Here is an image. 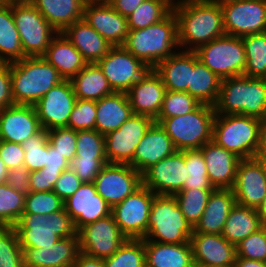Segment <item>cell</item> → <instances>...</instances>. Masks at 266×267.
Here are the masks:
<instances>
[{"instance_id": "obj_1", "label": "cell", "mask_w": 266, "mask_h": 267, "mask_svg": "<svg viewBox=\"0 0 266 267\" xmlns=\"http://www.w3.org/2000/svg\"><path fill=\"white\" fill-rule=\"evenodd\" d=\"M180 50L196 51L225 34L218 0H174Z\"/></svg>"}, {"instance_id": "obj_2", "label": "cell", "mask_w": 266, "mask_h": 267, "mask_svg": "<svg viewBox=\"0 0 266 267\" xmlns=\"http://www.w3.org/2000/svg\"><path fill=\"white\" fill-rule=\"evenodd\" d=\"M123 47L151 69L180 50L178 21L172 11L160 22L143 29L129 30Z\"/></svg>"}, {"instance_id": "obj_3", "label": "cell", "mask_w": 266, "mask_h": 267, "mask_svg": "<svg viewBox=\"0 0 266 267\" xmlns=\"http://www.w3.org/2000/svg\"><path fill=\"white\" fill-rule=\"evenodd\" d=\"M214 109L219 115L239 114L265 121L266 79L245 75L222 79Z\"/></svg>"}, {"instance_id": "obj_4", "label": "cell", "mask_w": 266, "mask_h": 267, "mask_svg": "<svg viewBox=\"0 0 266 267\" xmlns=\"http://www.w3.org/2000/svg\"><path fill=\"white\" fill-rule=\"evenodd\" d=\"M64 79L43 57H25L11 63V88L15 104L34 105Z\"/></svg>"}, {"instance_id": "obj_5", "label": "cell", "mask_w": 266, "mask_h": 267, "mask_svg": "<svg viewBox=\"0 0 266 267\" xmlns=\"http://www.w3.org/2000/svg\"><path fill=\"white\" fill-rule=\"evenodd\" d=\"M262 122L251 116L215 114L212 141L240 159L254 158L260 145Z\"/></svg>"}, {"instance_id": "obj_6", "label": "cell", "mask_w": 266, "mask_h": 267, "mask_svg": "<svg viewBox=\"0 0 266 267\" xmlns=\"http://www.w3.org/2000/svg\"><path fill=\"white\" fill-rule=\"evenodd\" d=\"M13 227L22 249L52 246L59 239L77 234L73 220L64 208L46 216L23 213Z\"/></svg>"}, {"instance_id": "obj_7", "label": "cell", "mask_w": 266, "mask_h": 267, "mask_svg": "<svg viewBox=\"0 0 266 267\" xmlns=\"http://www.w3.org/2000/svg\"><path fill=\"white\" fill-rule=\"evenodd\" d=\"M215 114L213 106L200 104L186 115L154 121L164 128L177 151L193 150L212 141Z\"/></svg>"}, {"instance_id": "obj_8", "label": "cell", "mask_w": 266, "mask_h": 267, "mask_svg": "<svg viewBox=\"0 0 266 267\" xmlns=\"http://www.w3.org/2000/svg\"><path fill=\"white\" fill-rule=\"evenodd\" d=\"M192 225L181 212L174 195H155L144 241L164 244L190 242Z\"/></svg>"}, {"instance_id": "obj_9", "label": "cell", "mask_w": 266, "mask_h": 267, "mask_svg": "<svg viewBox=\"0 0 266 267\" xmlns=\"http://www.w3.org/2000/svg\"><path fill=\"white\" fill-rule=\"evenodd\" d=\"M199 60L221 79L244 75L246 54L242 37L224 35L200 46Z\"/></svg>"}, {"instance_id": "obj_10", "label": "cell", "mask_w": 266, "mask_h": 267, "mask_svg": "<svg viewBox=\"0 0 266 267\" xmlns=\"http://www.w3.org/2000/svg\"><path fill=\"white\" fill-rule=\"evenodd\" d=\"M12 16L24 54L43 56L58 32L31 3L12 5Z\"/></svg>"}, {"instance_id": "obj_11", "label": "cell", "mask_w": 266, "mask_h": 267, "mask_svg": "<svg viewBox=\"0 0 266 267\" xmlns=\"http://www.w3.org/2000/svg\"><path fill=\"white\" fill-rule=\"evenodd\" d=\"M226 35L243 37L266 32V0H218Z\"/></svg>"}, {"instance_id": "obj_12", "label": "cell", "mask_w": 266, "mask_h": 267, "mask_svg": "<svg viewBox=\"0 0 266 267\" xmlns=\"http://www.w3.org/2000/svg\"><path fill=\"white\" fill-rule=\"evenodd\" d=\"M155 195L142 185L112 208L111 214L116 224L128 239H144Z\"/></svg>"}, {"instance_id": "obj_13", "label": "cell", "mask_w": 266, "mask_h": 267, "mask_svg": "<svg viewBox=\"0 0 266 267\" xmlns=\"http://www.w3.org/2000/svg\"><path fill=\"white\" fill-rule=\"evenodd\" d=\"M153 122L154 119L148 115L134 114L117 130L104 135L108 163L130 164L136 147Z\"/></svg>"}, {"instance_id": "obj_14", "label": "cell", "mask_w": 266, "mask_h": 267, "mask_svg": "<svg viewBox=\"0 0 266 267\" xmlns=\"http://www.w3.org/2000/svg\"><path fill=\"white\" fill-rule=\"evenodd\" d=\"M114 92L126 93L149 69L123 46H112L97 62Z\"/></svg>"}, {"instance_id": "obj_15", "label": "cell", "mask_w": 266, "mask_h": 267, "mask_svg": "<svg viewBox=\"0 0 266 267\" xmlns=\"http://www.w3.org/2000/svg\"><path fill=\"white\" fill-rule=\"evenodd\" d=\"M80 252L99 259L112 256L128 239L112 214L81 227L77 231Z\"/></svg>"}, {"instance_id": "obj_16", "label": "cell", "mask_w": 266, "mask_h": 267, "mask_svg": "<svg viewBox=\"0 0 266 267\" xmlns=\"http://www.w3.org/2000/svg\"><path fill=\"white\" fill-rule=\"evenodd\" d=\"M97 193L113 208L142 186V174L129 164H106L94 180Z\"/></svg>"}, {"instance_id": "obj_17", "label": "cell", "mask_w": 266, "mask_h": 267, "mask_svg": "<svg viewBox=\"0 0 266 267\" xmlns=\"http://www.w3.org/2000/svg\"><path fill=\"white\" fill-rule=\"evenodd\" d=\"M188 171L184 150L176 151L142 173V185L157 195H174L183 189Z\"/></svg>"}, {"instance_id": "obj_18", "label": "cell", "mask_w": 266, "mask_h": 267, "mask_svg": "<svg viewBox=\"0 0 266 267\" xmlns=\"http://www.w3.org/2000/svg\"><path fill=\"white\" fill-rule=\"evenodd\" d=\"M76 100L70 80H63L52 87L34 104L42 128L48 131L67 127Z\"/></svg>"}, {"instance_id": "obj_19", "label": "cell", "mask_w": 266, "mask_h": 267, "mask_svg": "<svg viewBox=\"0 0 266 267\" xmlns=\"http://www.w3.org/2000/svg\"><path fill=\"white\" fill-rule=\"evenodd\" d=\"M64 209L73 220L76 231L109 216L112 210L97 193L94 182L82 183L79 189L64 201Z\"/></svg>"}, {"instance_id": "obj_20", "label": "cell", "mask_w": 266, "mask_h": 267, "mask_svg": "<svg viewBox=\"0 0 266 267\" xmlns=\"http://www.w3.org/2000/svg\"><path fill=\"white\" fill-rule=\"evenodd\" d=\"M190 244L195 266L234 267L236 245L229 243L221 234L193 232Z\"/></svg>"}, {"instance_id": "obj_21", "label": "cell", "mask_w": 266, "mask_h": 267, "mask_svg": "<svg viewBox=\"0 0 266 267\" xmlns=\"http://www.w3.org/2000/svg\"><path fill=\"white\" fill-rule=\"evenodd\" d=\"M232 191L238 205L256 209L261 204L266 196V176L255 157L240 160Z\"/></svg>"}, {"instance_id": "obj_22", "label": "cell", "mask_w": 266, "mask_h": 267, "mask_svg": "<svg viewBox=\"0 0 266 267\" xmlns=\"http://www.w3.org/2000/svg\"><path fill=\"white\" fill-rule=\"evenodd\" d=\"M42 129L34 105L14 104L0 110V140L22 144Z\"/></svg>"}, {"instance_id": "obj_23", "label": "cell", "mask_w": 266, "mask_h": 267, "mask_svg": "<svg viewBox=\"0 0 266 267\" xmlns=\"http://www.w3.org/2000/svg\"><path fill=\"white\" fill-rule=\"evenodd\" d=\"M83 19L112 46H123L129 33L127 18L110 4L86 1Z\"/></svg>"}, {"instance_id": "obj_24", "label": "cell", "mask_w": 266, "mask_h": 267, "mask_svg": "<svg viewBox=\"0 0 266 267\" xmlns=\"http://www.w3.org/2000/svg\"><path fill=\"white\" fill-rule=\"evenodd\" d=\"M166 88L160 75L149 69L127 92L133 114L148 115L155 119L161 110Z\"/></svg>"}, {"instance_id": "obj_25", "label": "cell", "mask_w": 266, "mask_h": 267, "mask_svg": "<svg viewBox=\"0 0 266 267\" xmlns=\"http://www.w3.org/2000/svg\"><path fill=\"white\" fill-rule=\"evenodd\" d=\"M24 267H72L80 253L78 235L59 239L52 246L23 248Z\"/></svg>"}, {"instance_id": "obj_26", "label": "cell", "mask_w": 266, "mask_h": 267, "mask_svg": "<svg viewBox=\"0 0 266 267\" xmlns=\"http://www.w3.org/2000/svg\"><path fill=\"white\" fill-rule=\"evenodd\" d=\"M176 151L164 128L154 121L136 147L133 161L129 165L142 174L150 166Z\"/></svg>"}, {"instance_id": "obj_27", "label": "cell", "mask_w": 266, "mask_h": 267, "mask_svg": "<svg viewBox=\"0 0 266 267\" xmlns=\"http://www.w3.org/2000/svg\"><path fill=\"white\" fill-rule=\"evenodd\" d=\"M208 172V178L214 189H232L240 158L214 141L200 148Z\"/></svg>"}, {"instance_id": "obj_28", "label": "cell", "mask_w": 266, "mask_h": 267, "mask_svg": "<svg viewBox=\"0 0 266 267\" xmlns=\"http://www.w3.org/2000/svg\"><path fill=\"white\" fill-rule=\"evenodd\" d=\"M61 33L81 53L83 59L87 63H97L112 47V45L84 19L66 27Z\"/></svg>"}, {"instance_id": "obj_29", "label": "cell", "mask_w": 266, "mask_h": 267, "mask_svg": "<svg viewBox=\"0 0 266 267\" xmlns=\"http://www.w3.org/2000/svg\"><path fill=\"white\" fill-rule=\"evenodd\" d=\"M236 199L232 189H214L200 220L193 227V232L221 234L225 221L235 206Z\"/></svg>"}, {"instance_id": "obj_30", "label": "cell", "mask_w": 266, "mask_h": 267, "mask_svg": "<svg viewBox=\"0 0 266 267\" xmlns=\"http://www.w3.org/2000/svg\"><path fill=\"white\" fill-rule=\"evenodd\" d=\"M96 111L95 130L103 135L117 130L134 115L124 92H114L96 101Z\"/></svg>"}, {"instance_id": "obj_31", "label": "cell", "mask_w": 266, "mask_h": 267, "mask_svg": "<svg viewBox=\"0 0 266 267\" xmlns=\"http://www.w3.org/2000/svg\"><path fill=\"white\" fill-rule=\"evenodd\" d=\"M193 68L194 51L178 50L154 70L160 75L166 90L188 92Z\"/></svg>"}, {"instance_id": "obj_32", "label": "cell", "mask_w": 266, "mask_h": 267, "mask_svg": "<svg viewBox=\"0 0 266 267\" xmlns=\"http://www.w3.org/2000/svg\"><path fill=\"white\" fill-rule=\"evenodd\" d=\"M43 57L64 80H71L87 64L81 53L61 32L52 39Z\"/></svg>"}, {"instance_id": "obj_33", "label": "cell", "mask_w": 266, "mask_h": 267, "mask_svg": "<svg viewBox=\"0 0 266 267\" xmlns=\"http://www.w3.org/2000/svg\"><path fill=\"white\" fill-rule=\"evenodd\" d=\"M145 264L146 267H195L191 244L145 241Z\"/></svg>"}, {"instance_id": "obj_34", "label": "cell", "mask_w": 266, "mask_h": 267, "mask_svg": "<svg viewBox=\"0 0 266 267\" xmlns=\"http://www.w3.org/2000/svg\"><path fill=\"white\" fill-rule=\"evenodd\" d=\"M86 0H33L32 5L58 32L83 19Z\"/></svg>"}, {"instance_id": "obj_35", "label": "cell", "mask_w": 266, "mask_h": 267, "mask_svg": "<svg viewBox=\"0 0 266 267\" xmlns=\"http://www.w3.org/2000/svg\"><path fill=\"white\" fill-rule=\"evenodd\" d=\"M70 81L77 99L98 101L114 93L97 63H87Z\"/></svg>"}, {"instance_id": "obj_36", "label": "cell", "mask_w": 266, "mask_h": 267, "mask_svg": "<svg viewBox=\"0 0 266 267\" xmlns=\"http://www.w3.org/2000/svg\"><path fill=\"white\" fill-rule=\"evenodd\" d=\"M221 80L199 60L194 51V68L191 71L188 93L201 104L214 107L219 97Z\"/></svg>"}, {"instance_id": "obj_37", "label": "cell", "mask_w": 266, "mask_h": 267, "mask_svg": "<svg viewBox=\"0 0 266 267\" xmlns=\"http://www.w3.org/2000/svg\"><path fill=\"white\" fill-rule=\"evenodd\" d=\"M262 227L255 208L241 206L236 203L225 221L221 235L229 243L237 245Z\"/></svg>"}, {"instance_id": "obj_38", "label": "cell", "mask_w": 266, "mask_h": 267, "mask_svg": "<svg viewBox=\"0 0 266 267\" xmlns=\"http://www.w3.org/2000/svg\"><path fill=\"white\" fill-rule=\"evenodd\" d=\"M25 57L12 16V5L0 4V62L12 63Z\"/></svg>"}, {"instance_id": "obj_39", "label": "cell", "mask_w": 266, "mask_h": 267, "mask_svg": "<svg viewBox=\"0 0 266 267\" xmlns=\"http://www.w3.org/2000/svg\"><path fill=\"white\" fill-rule=\"evenodd\" d=\"M174 0H145L127 17L129 30H138L156 24L173 11Z\"/></svg>"}, {"instance_id": "obj_40", "label": "cell", "mask_w": 266, "mask_h": 267, "mask_svg": "<svg viewBox=\"0 0 266 267\" xmlns=\"http://www.w3.org/2000/svg\"><path fill=\"white\" fill-rule=\"evenodd\" d=\"M246 54L244 75L266 79V32L242 37Z\"/></svg>"}, {"instance_id": "obj_41", "label": "cell", "mask_w": 266, "mask_h": 267, "mask_svg": "<svg viewBox=\"0 0 266 267\" xmlns=\"http://www.w3.org/2000/svg\"><path fill=\"white\" fill-rule=\"evenodd\" d=\"M26 194L0 184V226L13 227L24 212Z\"/></svg>"}, {"instance_id": "obj_42", "label": "cell", "mask_w": 266, "mask_h": 267, "mask_svg": "<svg viewBox=\"0 0 266 267\" xmlns=\"http://www.w3.org/2000/svg\"><path fill=\"white\" fill-rule=\"evenodd\" d=\"M214 189H188L174 194L177 204L186 220L194 227L200 220Z\"/></svg>"}, {"instance_id": "obj_43", "label": "cell", "mask_w": 266, "mask_h": 267, "mask_svg": "<svg viewBox=\"0 0 266 267\" xmlns=\"http://www.w3.org/2000/svg\"><path fill=\"white\" fill-rule=\"evenodd\" d=\"M103 261L105 267H146L145 241L127 239L112 256Z\"/></svg>"}, {"instance_id": "obj_44", "label": "cell", "mask_w": 266, "mask_h": 267, "mask_svg": "<svg viewBox=\"0 0 266 267\" xmlns=\"http://www.w3.org/2000/svg\"><path fill=\"white\" fill-rule=\"evenodd\" d=\"M184 159L188 177L182 190L214 189L209 181L206 162L201 150H184Z\"/></svg>"}, {"instance_id": "obj_45", "label": "cell", "mask_w": 266, "mask_h": 267, "mask_svg": "<svg viewBox=\"0 0 266 267\" xmlns=\"http://www.w3.org/2000/svg\"><path fill=\"white\" fill-rule=\"evenodd\" d=\"M201 103L188 92L166 90L162 107L156 118H171L194 111Z\"/></svg>"}, {"instance_id": "obj_46", "label": "cell", "mask_w": 266, "mask_h": 267, "mask_svg": "<svg viewBox=\"0 0 266 267\" xmlns=\"http://www.w3.org/2000/svg\"><path fill=\"white\" fill-rule=\"evenodd\" d=\"M48 131L42 129L21 145L24 150V167L30 172L38 171L45 167L47 154Z\"/></svg>"}, {"instance_id": "obj_47", "label": "cell", "mask_w": 266, "mask_h": 267, "mask_svg": "<svg viewBox=\"0 0 266 267\" xmlns=\"http://www.w3.org/2000/svg\"><path fill=\"white\" fill-rule=\"evenodd\" d=\"M0 267H24L23 252L14 227L0 226Z\"/></svg>"}, {"instance_id": "obj_48", "label": "cell", "mask_w": 266, "mask_h": 267, "mask_svg": "<svg viewBox=\"0 0 266 267\" xmlns=\"http://www.w3.org/2000/svg\"><path fill=\"white\" fill-rule=\"evenodd\" d=\"M64 208V201L54 191L26 194L23 213L48 215Z\"/></svg>"}, {"instance_id": "obj_49", "label": "cell", "mask_w": 266, "mask_h": 267, "mask_svg": "<svg viewBox=\"0 0 266 267\" xmlns=\"http://www.w3.org/2000/svg\"><path fill=\"white\" fill-rule=\"evenodd\" d=\"M76 149L78 158H107L104 135L96 130L77 131Z\"/></svg>"}, {"instance_id": "obj_50", "label": "cell", "mask_w": 266, "mask_h": 267, "mask_svg": "<svg viewBox=\"0 0 266 267\" xmlns=\"http://www.w3.org/2000/svg\"><path fill=\"white\" fill-rule=\"evenodd\" d=\"M96 101L77 99L69 116L67 128L75 131L95 130Z\"/></svg>"}, {"instance_id": "obj_51", "label": "cell", "mask_w": 266, "mask_h": 267, "mask_svg": "<svg viewBox=\"0 0 266 267\" xmlns=\"http://www.w3.org/2000/svg\"><path fill=\"white\" fill-rule=\"evenodd\" d=\"M237 258L266 262V227L252 233L236 245Z\"/></svg>"}, {"instance_id": "obj_52", "label": "cell", "mask_w": 266, "mask_h": 267, "mask_svg": "<svg viewBox=\"0 0 266 267\" xmlns=\"http://www.w3.org/2000/svg\"><path fill=\"white\" fill-rule=\"evenodd\" d=\"M49 144L71 162L76 155L77 131L67 127L48 130Z\"/></svg>"}, {"instance_id": "obj_53", "label": "cell", "mask_w": 266, "mask_h": 267, "mask_svg": "<svg viewBox=\"0 0 266 267\" xmlns=\"http://www.w3.org/2000/svg\"><path fill=\"white\" fill-rule=\"evenodd\" d=\"M108 164L107 158H78L75 156L70 162V168L83 182H94L102 168Z\"/></svg>"}, {"instance_id": "obj_54", "label": "cell", "mask_w": 266, "mask_h": 267, "mask_svg": "<svg viewBox=\"0 0 266 267\" xmlns=\"http://www.w3.org/2000/svg\"><path fill=\"white\" fill-rule=\"evenodd\" d=\"M63 171L38 170L29 175V192L53 191L56 181Z\"/></svg>"}, {"instance_id": "obj_55", "label": "cell", "mask_w": 266, "mask_h": 267, "mask_svg": "<svg viewBox=\"0 0 266 267\" xmlns=\"http://www.w3.org/2000/svg\"><path fill=\"white\" fill-rule=\"evenodd\" d=\"M24 153L21 144L0 140V159L8 170L24 166Z\"/></svg>"}, {"instance_id": "obj_56", "label": "cell", "mask_w": 266, "mask_h": 267, "mask_svg": "<svg viewBox=\"0 0 266 267\" xmlns=\"http://www.w3.org/2000/svg\"><path fill=\"white\" fill-rule=\"evenodd\" d=\"M83 182L76 176L75 172L69 168L64 170L56 181L53 191L65 201L75 193Z\"/></svg>"}, {"instance_id": "obj_57", "label": "cell", "mask_w": 266, "mask_h": 267, "mask_svg": "<svg viewBox=\"0 0 266 267\" xmlns=\"http://www.w3.org/2000/svg\"><path fill=\"white\" fill-rule=\"evenodd\" d=\"M14 104L11 88V63L0 62V110Z\"/></svg>"}, {"instance_id": "obj_58", "label": "cell", "mask_w": 266, "mask_h": 267, "mask_svg": "<svg viewBox=\"0 0 266 267\" xmlns=\"http://www.w3.org/2000/svg\"><path fill=\"white\" fill-rule=\"evenodd\" d=\"M30 171L24 166L8 170L6 183L15 190L24 194L29 193Z\"/></svg>"}, {"instance_id": "obj_59", "label": "cell", "mask_w": 266, "mask_h": 267, "mask_svg": "<svg viewBox=\"0 0 266 267\" xmlns=\"http://www.w3.org/2000/svg\"><path fill=\"white\" fill-rule=\"evenodd\" d=\"M70 168V162H68L64 155L60 154L47 142V154L45 159V167L41 170L51 171H64Z\"/></svg>"}, {"instance_id": "obj_60", "label": "cell", "mask_w": 266, "mask_h": 267, "mask_svg": "<svg viewBox=\"0 0 266 267\" xmlns=\"http://www.w3.org/2000/svg\"><path fill=\"white\" fill-rule=\"evenodd\" d=\"M145 0H113L110 5L118 13L127 18L130 16L134 10L140 6Z\"/></svg>"}, {"instance_id": "obj_61", "label": "cell", "mask_w": 266, "mask_h": 267, "mask_svg": "<svg viewBox=\"0 0 266 267\" xmlns=\"http://www.w3.org/2000/svg\"><path fill=\"white\" fill-rule=\"evenodd\" d=\"M72 267H105L103 259L79 253L77 260Z\"/></svg>"}, {"instance_id": "obj_62", "label": "cell", "mask_w": 266, "mask_h": 267, "mask_svg": "<svg viewBox=\"0 0 266 267\" xmlns=\"http://www.w3.org/2000/svg\"><path fill=\"white\" fill-rule=\"evenodd\" d=\"M255 157H266V120L262 122L260 129V145Z\"/></svg>"}, {"instance_id": "obj_63", "label": "cell", "mask_w": 266, "mask_h": 267, "mask_svg": "<svg viewBox=\"0 0 266 267\" xmlns=\"http://www.w3.org/2000/svg\"><path fill=\"white\" fill-rule=\"evenodd\" d=\"M234 267H266V262L245 258H236Z\"/></svg>"}, {"instance_id": "obj_64", "label": "cell", "mask_w": 266, "mask_h": 267, "mask_svg": "<svg viewBox=\"0 0 266 267\" xmlns=\"http://www.w3.org/2000/svg\"><path fill=\"white\" fill-rule=\"evenodd\" d=\"M256 210H257L262 226L266 227V196L262 200L261 204L256 208Z\"/></svg>"}, {"instance_id": "obj_65", "label": "cell", "mask_w": 266, "mask_h": 267, "mask_svg": "<svg viewBox=\"0 0 266 267\" xmlns=\"http://www.w3.org/2000/svg\"><path fill=\"white\" fill-rule=\"evenodd\" d=\"M8 169L5 163L0 159V184L5 183L7 180Z\"/></svg>"}, {"instance_id": "obj_66", "label": "cell", "mask_w": 266, "mask_h": 267, "mask_svg": "<svg viewBox=\"0 0 266 267\" xmlns=\"http://www.w3.org/2000/svg\"><path fill=\"white\" fill-rule=\"evenodd\" d=\"M33 0H2V4L14 5V4H29Z\"/></svg>"}, {"instance_id": "obj_67", "label": "cell", "mask_w": 266, "mask_h": 267, "mask_svg": "<svg viewBox=\"0 0 266 267\" xmlns=\"http://www.w3.org/2000/svg\"><path fill=\"white\" fill-rule=\"evenodd\" d=\"M263 167L264 174L266 176V157H255Z\"/></svg>"}, {"instance_id": "obj_68", "label": "cell", "mask_w": 266, "mask_h": 267, "mask_svg": "<svg viewBox=\"0 0 266 267\" xmlns=\"http://www.w3.org/2000/svg\"><path fill=\"white\" fill-rule=\"evenodd\" d=\"M92 3H105V4H110L113 0H86Z\"/></svg>"}]
</instances>
